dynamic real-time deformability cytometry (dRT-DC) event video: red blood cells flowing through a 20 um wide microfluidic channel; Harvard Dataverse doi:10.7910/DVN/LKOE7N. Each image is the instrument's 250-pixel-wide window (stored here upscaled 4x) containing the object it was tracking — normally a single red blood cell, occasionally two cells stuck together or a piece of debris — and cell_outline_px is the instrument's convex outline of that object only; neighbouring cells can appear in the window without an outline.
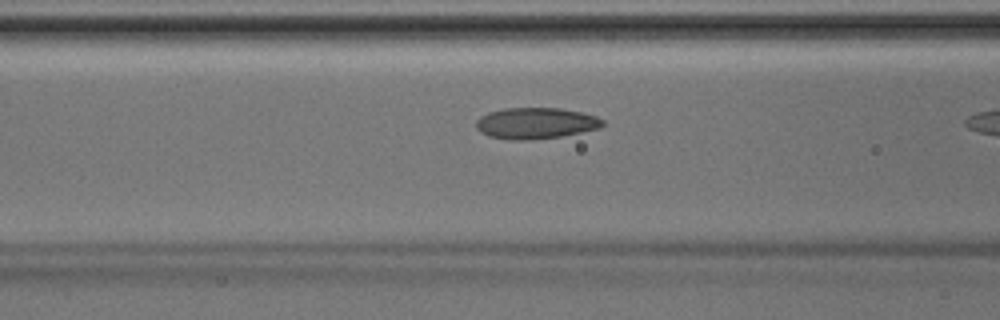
{"species": "Egyptian fruit bat (a non-hibernating species)", "species_latin": "Rousettus aegyptiacus", "temperature_condition": "room temperature", "stored_images_in_passage": 11, "camera_frame_rate_fps": 3000, "um_per_image_px": 0.085, "animal": {"sex": "male"}, "frame": {"image": 1, "passage_image": 10, "time_ms": 3.0, "image_size_px": [1000, 320], "cell_outline_px": [[604, 124], [600, 128], [564, 136], [528, 140], [512, 140], [488, 136], [480, 132], [476, 128], [476, 120], [480, 116], [488, 112], [504, 108], [560, 108], [580, 112], [596, 116], [604, 120]], "centroid_in_image_um": [45.52, 10.47], "position_along_channel_um": 121.1, "area_um2": 23.18}}